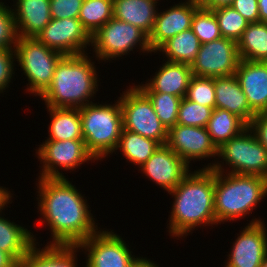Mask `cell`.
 I'll list each match as a JSON object with an SVG mask.
<instances>
[{
    "mask_svg": "<svg viewBox=\"0 0 267 267\" xmlns=\"http://www.w3.org/2000/svg\"><path fill=\"white\" fill-rule=\"evenodd\" d=\"M237 46L241 60L267 62V23H249Z\"/></svg>",
    "mask_w": 267,
    "mask_h": 267,
    "instance_id": "obj_27",
    "label": "cell"
},
{
    "mask_svg": "<svg viewBox=\"0 0 267 267\" xmlns=\"http://www.w3.org/2000/svg\"><path fill=\"white\" fill-rule=\"evenodd\" d=\"M186 99L215 109L214 77L192 76Z\"/></svg>",
    "mask_w": 267,
    "mask_h": 267,
    "instance_id": "obj_35",
    "label": "cell"
},
{
    "mask_svg": "<svg viewBox=\"0 0 267 267\" xmlns=\"http://www.w3.org/2000/svg\"><path fill=\"white\" fill-rule=\"evenodd\" d=\"M261 267H267V253L265 254Z\"/></svg>",
    "mask_w": 267,
    "mask_h": 267,
    "instance_id": "obj_46",
    "label": "cell"
},
{
    "mask_svg": "<svg viewBox=\"0 0 267 267\" xmlns=\"http://www.w3.org/2000/svg\"><path fill=\"white\" fill-rule=\"evenodd\" d=\"M215 171L205 167L188 173L170 192L174 195L169 233L183 237L201 224H217L214 209Z\"/></svg>",
    "mask_w": 267,
    "mask_h": 267,
    "instance_id": "obj_2",
    "label": "cell"
},
{
    "mask_svg": "<svg viewBox=\"0 0 267 267\" xmlns=\"http://www.w3.org/2000/svg\"><path fill=\"white\" fill-rule=\"evenodd\" d=\"M77 245H50L41 251L34 244L26 256L19 262V267H76L75 252Z\"/></svg>",
    "mask_w": 267,
    "mask_h": 267,
    "instance_id": "obj_23",
    "label": "cell"
},
{
    "mask_svg": "<svg viewBox=\"0 0 267 267\" xmlns=\"http://www.w3.org/2000/svg\"><path fill=\"white\" fill-rule=\"evenodd\" d=\"M215 108L225 109L237 115L247 125L256 115L250 108L246 95L235 74L214 77Z\"/></svg>",
    "mask_w": 267,
    "mask_h": 267,
    "instance_id": "obj_21",
    "label": "cell"
},
{
    "mask_svg": "<svg viewBox=\"0 0 267 267\" xmlns=\"http://www.w3.org/2000/svg\"><path fill=\"white\" fill-rule=\"evenodd\" d=\"M8 8L4 3L0 5V49L15 48L17 40L12 9Z\"/></svg>",
    "mask_w": 267,
    "mask_h": 267,
    "instance_id": "obj_36",
    "label": "cell"
},
{
    "mask_svg": "<svg viewBox=\"0 0 267 267\" xmlns=\"http://www.w3.org/2000/svg\"><path fill=\"white\" fill-rule=\"evenodd\" d=\"M128 267H158L155 263L146 258H135Z\"/></svg>",
    "mask_w": 267,
    "mask_h": 267,
    "instance_id": "obj_43",
    "label": "cell"
},
{
    "mask_svg": "<svg viewBox=\"0 0 267 267\" xmlns=\"http://www.w3.org/2000/svg\"><path fill=\"white\" fill-rule=\"evenodd\" d=\"M39 179L38 209L53 234L50 245H78L97 232L87 200L70 181L66 178Z\"/></svg>",
    "mask_w": 267,
    "mask_h": 267,
    "instance_id": "obj_1",
    "label": "cell"
},
{
    "mask_svg": "<svg viewBox=\"0 0 267 267\" xmlns=\"http://www.w3.org/2000/svg\"><path fill=\"white\" fill-rule=\"evenodd\" d=\"M231 7L249 23L259 22L258 0H234Z\"/></svg>",
    "mask_w": 267,
    "mask_h": 267,
    "instance_id": "obj_39",
    "label": "cell"
},
{
    "mask_svg": "<svg viewBox=\"0 0 267 267\" xmlns=\"http://www.w3.org/2000/svg\"><path fill=\"white\" fill-rule=\"evenodd\" d=\"M191 29L201 44L221 38L216 16L212 10L199 8L192 19Z\"/></svg>",
    "mask_w": 267,
    "mask_h": 267,
    "instance_id": "obj_33",
    "label": "cell"
},
{
    "mask_svg": "<svg viewBox=\"0 0 267 267\" xmlns=\"http://www.w3.org/2000/svg\"><path fill=\"white\" fill-rule=\"evenodd\" d=\"M157 3L156 0H113V17L134 25L149 37L158 12Z\"/></svg>",
    "mask_w": 267,
    "mask_h": 267,
    "instance_id": "obj_22",
    "label": "cell"
},
{
    "mask_svg": "<svg viewBox=\"0 0 267 267\" xmlns=\"http://www.w3.org/2000/svg\"><path fill=\"white\" fill-rule=\"evenodd\" d=\"M215 171L214 209L216 222L246 216L267 195V178L259 175L228 173L221 163L208 165ZM223 170V171H222Z\"/></svg>",
    "mask_w": 267,
    "mask_h": 267,
    "instance_id": "obj_4",
    "label": "cell"
},
{
    "mask_svg": "<svg viewBox=\"0 0 267 267\" xmlns=\"http://www.w3.org/2000/svg\"><path fill=\"white\" fill-rule=\"evenodd\" d=\"M259 22L267 23V0H258Z\"/></svg>",
    "mask_w": 267,
    "mask_h": 267,
    "instance_id": "obj_44",
    "label": "cell"
},
{
    "mask_svg": "<svg viewBox=\"0 0 267 267\" xmlns=\"http://www.w3.org/2000/svg\"><path fill=\"white\" fill-rule=\"evenodd\" d=\"M77 246L89 252L86 267H128L135 259L124 240L112 231H97Z\"/></svg>",
    "mask_w": 267,
    "mask_h": 267,
    "instance_id": "obj_13",
    "label": "cell"
},
{
    "mask_svg": "<svg viewBox=\"0 0 267 267\" xmlns=\"http://www.w3.org/2000/svg\"><path fill=\"white\" fill-rule=\"evenodd\" d=\"M200 46L199 38L190 28L168 39L157 51L160 50V52L162 51L165 53L168 62L182 63L191 66Z\"/></svg>",
    "mask_w": 267,
    "mask_h": 267,
    "instance_id": "obj_28",
    "label": "cell"
},
{
    "mask_svg": "<svg viewBox=\"0 0 267 267\" xmlns=\"http://www.w3.org/2000/svg\"><path fill=\"white\" fill-rule=\"evenodd\" d=\"M200 8L195 0H187L170 9L157 12L154 28L148 37L152 52L165 43L168 39L191 28L195 12Z\"/></svg>",
    "mask_w": 267,
    "mask_h": 267,
    "instance_id": "obj_17",
    "label": "cell"
},
{
    "mask_svg": "<svg viewBox=\"0 0 267 267\" xmlns=\"http://www.w3.org/2000/svg\"><path fill=\"white\" fill-rule=\"evenodd\" d=\"M36 38L63 56L84 54L83 48L91 43V36L75 18H52Z\"/></svg>",
    "mask_w": 267,
    "mask_h": 267,
    "instance_id": "obj_12",
    "label": "cell"
},
{
    "mask_svg": "<svg viewBox=\"0 0 267 267\" xmlns=\"http://www.w3.org/2000/svg\"><path fill=\"white\" fill-rule=\"evenodd\" d=\"M15 6L12 13L17 37L36 38L52 19L50 0H17Z\"/></svg>",
    "mask_w": 267,
    "mask_h": 267,
    "instance_id": "obj_19",
    "label": "cell"
},
{
    "mask_svg": "<svg viewBox=\"0 0 267 267\" xmlns=\"http://www.w3.org/2000/svg\"><path fill=\"white\" fill-rule=\"evenodd\" d=\"M31 234L23 226L0 217V250L8 253L18 264L36 243Z\"/></svg>",
    "mask_w": 267,
    "mask_h": 267,
    "instance_id": "obj_24",
    "label": "cell"
},
{
    "mask_svg": "<svg viewBox=\"0 0 267 267\" xmlns=\"http://www.w3.org/2000/svg\"><path fill=\"white\" fill-rule=\"evenodd\" d=\"M204 9L213 10L216 8L231 6L234 0H195Z\"/></svg>",
    "mask_w": 267,
    "mask_h": 267,
    "instance_id": "obj_41",
    "label": "cell"
},
{
    "mask_svg": "<svg viewBox=\"0 0 267 267\" xmlns=\"http://www.w3.org/2000/svg\"><path fill=\"white\" fill-rule=\"evenodd\" d=\"M93 64L85 53L63 56L55 67L51 85L40 96L46 106L79 109L92 103L89 100L98 88Z\"/></svg>",
    "mask_w": 267,
    "mask_h": 267,
    "instance_id": "obj_3",
    "label": "cell"
},
{
    "mask_svg": "<svg viewBox=\"0 0 267 267\" xmlns=\"http://www.w3.org/2000/svg\"><path fill=\"white\" fill-rule=\"evenodd\" d=\"M51 115L47 140H83L80 109L47 107Z\"/></svg>",
    "mask_w": 267,
    "mask_h": 267,
    "instance_id": "obj_25",
    "label": "cell"
},
{
    "mask_svg": "<svg viewBox=\"0 0 267 267\" xmlns=\"http://www.w3.org/2000/svg\"><path fill=\"white\" fill-rule=\"evenodd\" d=\"M248 127L267 150V112L257 113Z\"/></svg>",
    "mask_w": 267,
    "mask_h": 267,
    "instance_id": "obj_40",
    "label": "cell"
},
{
    "mask_svg": "<svg viewBox=\"0 0 267 267\" xmlns=\"http://www.w3.org/2000/svg\"><path fill=\"white\" fill-rule=\"evenodd\" d=\"M213 108L190 101L185 97L181 99L177 124L193 127H206Z\"/></svg>",
    "mask_w": 267,
    "mask_h": 267,
    "instance_id": "obj_34",
    "label": "cell"
},
{
    "mask_svg": "<svg viewBox=\"0 0 267 267\" xmlns=\"http://www.w3.org/2000/svg\"><path fill=\"white\" fill-rule=\"evenodd\" d=\"M79 109L83 140L88 152L95 160L113 153L123 130L120 100L113 105L92 102Z\"/></svg>",
    "mask_w": 267,
    "mask_h": 267,
    "instance_id": "obj_5",
    "label": "cell"
},
{
    "mask_svg": "<svg viewBox=\"0 0 267 267\" xmlns=\"http://www.w3.org/2000/svg\"><path fill=\"white\" fill-rule=\"evenodd\" d=\"M139 168L166 191L173 190L189 173V165L167 145H160Z\"/></svg>",
    "mask_w": 267,
    "mask_h": 267,
    "instance_id": "obj_16",
    "label": "cell"
},
{
    "mask_svg": "<svg viewBox=\"0 0 267 267\" xmlns=\"http://www.w3.org/2000/svg\"><path fill=\"white\" fill-rule=\"evenodd\" d=\"M252 221L233 243L225 267H261L267 253V230L260 219Z\"/></svg>",
    "mask_w": 267,
    "mask_h": 267,
    "instance_id": "obj_15",
    "label": "cell"
},
{
    "mask_svg": "<svg viewBox=\"0 0 267 267\" xmlns=\"http://www.w3.org/2000/svg\"><path fill=\"white\" fill-rule=\"evenodd\" d=\"M133 87L119 99L123 129L153 139L160 145H166L168 130L158 118L148 96L138 86Z\"/></svg>",
    "mask_w": 267,
    "mask_h": 267,
    "instance_id": "obj_7",
    "label": "cell"
},
{
    "mask_svg": "<svg viewBox=\"0 0 267 267\" xmlns=\"http://www.w3.org/2000/svg\"><path fill=\"white\" fill-rule=\"evenodd\" d=\"M15 58L29 81L28 92L41 96L51 85L54 70L63 55L35 37H17Z\"/></svg>",
    "mask_w": 267,
    "mask_h": 267,
    "instance_id": "obj_6",
    "label": "cell"
},
{
    "mask_svg": "<svg viewBox=\"0 0 267 267\" xmlns=\"http://www.w3.org/2000/svg\"><path fill=\"white\" fill-rule=\"evenodd\" d=\"M152 102L154 111L167 130L177 124L181 97L168 93L144 92Z\"/></svg>",
    "mask_w": 267,
    "mask_h": 267,
    "instance_id": "obj_32",
    "label": "cell"
},
{
    "mask_svg": "<svg viewBox=\"0 0 267 267\" xmlns=\"http://www.w3.org/2000/svg\"><path fill=\"white\" fill-rule=\"evenodd\" d=\"M84 0H50L53 19H78Z\"/></svg>",
    "mask_w": 267,
    "mask_h": 267,
    "instance_id": "obj_37",
    "label": "cell"
},
{
    "mask_svg": "<svg viewBox=\"0 0 267 267\" xmlns=\"http://www.w3.org/2000/svg\"><path fill=\"white\" fill-rule=\"evenodd\" d=\"M159 146L153 139L123 129L116 150L120 148L127 160L142 166Z\"/></svg>",
    "mask_w": 267,
    "mask_h": 267,
    "instance_id": "obj_29",
    "label": "cell"
},
{
    "mask_svg": "<svg viewBox=\"0 0 267 267\" xmlns=\"http://www.w3.org/2000/svg\"><path fill=\"white\" fill-rule=\"evenodd\" d=\"M240 60L237 42L221 37L201 44L191 70L199 77L230 76L235 74Z\"/></svg>",
    "mask_w": 267,
    "mask_h": 267,
    "instance_id": "obj_10",
    "label": "cell"
},
{
    "mask_svg": "<svg viewBox=\"0 0 267 267\" xmlns=\"http://www.w3.org/2000/svg\"><path fill=\"white\" fill-rule=\"evenodd\" d=\"M192 76L190 65L167 61L150 82L138 87L143 92L168 93L184 98Z\"/></svg>",
    "mask_w": 267,
    "mask_h": 267,
    "instance_id": "obj_20",
    "label": "cell"
},
{
    "mask_svg": "<svg viewBox=\"0 0 267 267\" xmlns=\"http://www.w3.org/2000/svg\"><path fill=\"white\" fill-rule=\"evenodd\" d=\"M247 127L248 125L237 115L225 109L215 108L208 120L206 129L212 142L219 148Z\"/></svg>",
    "mask_w": 267,
    "mask_h": 267,
    "instance_id": "obj_26",
    "label": "cell"
},
{
    "mask_svg": "<svg viewBox=\"0 0 267 267\" xmlns=\"http://www.w3.org/2000/svg\"><path fill=\"white\" fill-rule=\"evenodd\" d=\"M37 155L43 162L41 178H65L58 167L74 170L86 161L95 160L88 152L84 140H46L40 145ZM57 167V168H56Z\"/></svg>",
    "mask_w": 267,
    "mask_h": 267,
    "instance_id": "obj_11",
    "label": "cell"
},
{
    "mask_svg": "<svg viewBox=\"0 0 267 267\" xmlns=\"http://www.w3.org/2000/svg\"><path fill=\"white\" fill-rule=\"evenodd\" d=\"M218 21L221 36L238 42L249 22L231 6L212 10Z\"/></svg>",
    "mask_w": 267,
    "mask_h": 267,
    "instance_id": "obj_31",
    "label": "cell"
},
{
    "mask_svg": "<svg viewBox=\"0 0 267 267\" xmlns=\"http://www.w3.org/2000/svg\"><path fill=\"white\" fill-rule=\"evenodd\" d=\"M166 145L188 165L191 160L218 155V148L212 142L206 127L176 124L168 130Z\"/></svg>",
    "mask_w": 267,
    "mask_h": 267,
    "instance_id": "obj_14",
    "label": "cell"
},
{
    "mask_svg": "<svg viewBox=\"0 0 267 267\" xmlns=\"http://www.w3.org/2000/svg\"><path fill=\"white\" fill-rule=\"evenodd\" d=\"M14 53V54H13ZM15 49H0V93L8 87L13 73Z\"/></svg>",
    "mask_w": 267,
    "mask_h": 267,
    "instance_id": "obj_38",
    "label": "cell"
},
{
    "mask_svg": "<svg viewBox=\"0 0 267 267\" xmlns=\"http://www.w3.org/2000/svg\"><path fill=\"white\" fill-rule=\"evenodd\" d=\"M252 133L249 127L245 128L240 134L222 144L218 148L217 156H221L226 164H230V173L267 178V150Z\"/></svg>",
    "mask_w": 267,
    "mask_h": 267,
    "instance_id": "obj_8",
    "label": "cell"
},
{
    "mask_svg": "<svg viewBox=\"0 0 267 267\" xmlns=\"http://www.w3.org/2000/svg\"><path fill=\"white\" fill-rule=\"evenodd\" d=\"M137 43L143 52H151L148 36L143 31L114 17L91 37L96 56L105 61L128 54Z\"/></svg>",
    "mask_w": 267,
    "mask_h": 267,
    "instance_id": "obj_9",
    "label": "cell"
},
{
    "mask_svg": "<svg viewBox=\"0 0 267 267\" xmlns=\"http://www.w3.org/2000/svg\"><path fill=\"white\" fill-rule=\"evenodd\" d=\"M235 76L251 110L267 112V62L240 60Z\"/></svg>",
    "mask_w": 267,
    "mask_h": 267,
    "instance_id": "obj_18",
    "label": "cell"
},
{
    "mask_svg": "<svg viewBox=\"0 0 267 267\" xmlns=\"http://www.w3.org/2000/svg\"><path fill=\"white\" fill-rule=\"evenodd\" d=\"M113 11V0H84L78 19L92 37L113 18Z\"/></svg>",
    "mask_w": 267,
    "mask_h": 267,
    "instance_id": "obj_30",
    "label": "cell"
},
{
    "mask_svg": "<svg viewBox=\"0 0 267 267\" xmlns=\"http://www.w3.org/2000/svg\"><path fill=\"white\" fill-rule=\"evenodd\" d=\"M11 197L12 196L8 190L0 187V210H3L4 206L10 202Z\"/></svg>",
    "mask_w": 267,
    "mask_h": 267,
    "instance_id": "obj_45",
    "label": "cell"
},
{
    "mask_svg": "<svg viewBox=\"0 0 267 267\" xmlns=\"http://www.w3.org/2000/svg\"><path fill=\"white\" fill-rule=\"evenodd\" d=\"M0 267H19V264L8 253L0 250Z\"/></svg>",
    "mask_w": 267,
    "mask_h": 267,
    "instance_id": "obj_42",
    "label": "cell"
}]
</instances>
